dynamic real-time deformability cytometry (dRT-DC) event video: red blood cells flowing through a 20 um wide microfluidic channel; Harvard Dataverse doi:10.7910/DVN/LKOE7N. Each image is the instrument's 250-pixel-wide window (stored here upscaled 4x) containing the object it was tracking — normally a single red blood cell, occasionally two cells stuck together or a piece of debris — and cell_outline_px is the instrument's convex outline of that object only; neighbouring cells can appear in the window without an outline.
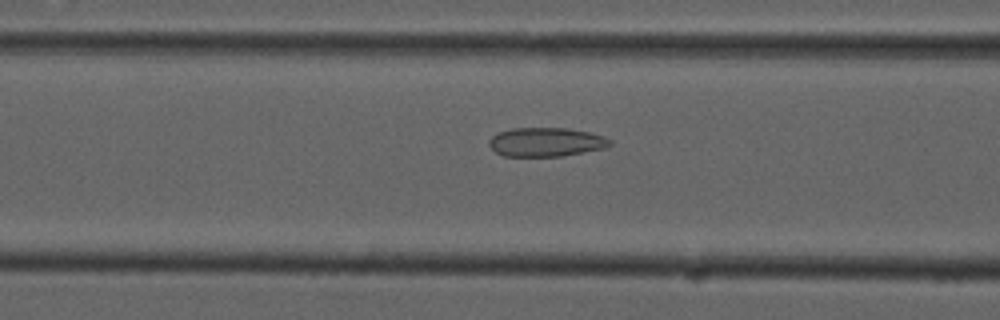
{"species": "common noctule bat (a hibernating species)", "species_latin": "Nyctalus noctula", "temperature_condition": "cold", "stored_images_in_passage": 54, "camera_frame_rate_fps": 3000, "um_per_image_px": 0.085, "animal": {"sex": "male", "forearm_length_mm": 52.5}, "frame": {"image": 1, "passage_image": 21, "time_ms": 6.667, "image_size_px": [1000, 320], "cell_outline_px": [[612, 144], [604, 148], [584, 152], [560, 156], [504, 156], [496, 152], [488, 144], [488, 140], [492, 136], [500, 132], [512, 128], [568, 128], [588, 132], [604, 136], [612, 140]], "centroid_in_image_um": [46.42, 12.07], "position_along_channel_um": 120.2, "area_um2": 20.35}}
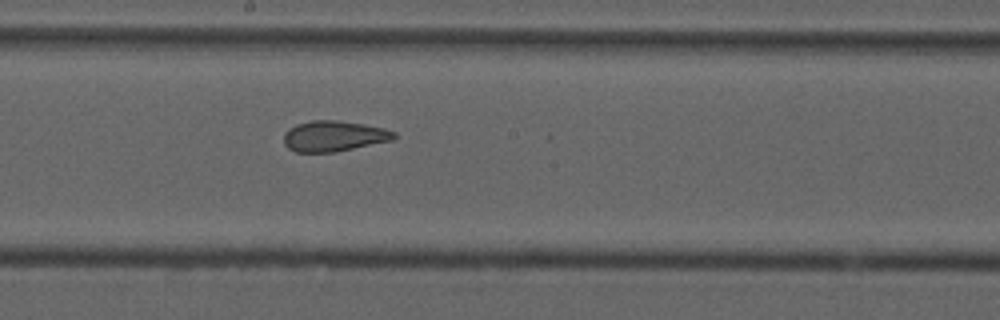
{"frame": {"image": 2, "passage_image": 29, "time_ms": 9.333, "image_size_px": [1000, 320], "cell_outline_px": [[396, 136], [392, 140], [336, 152], [296, 152], [288, 148], [284, 144], [284, 132], [288, 128], [296, 124], [312, 120], [336, 120], [364, 124], [384, 128], [396, 132]], "centroid_in_image_um": [28.36, 11.56], "position_along_channel_um": 219.8, "area_um2": 19.77}}
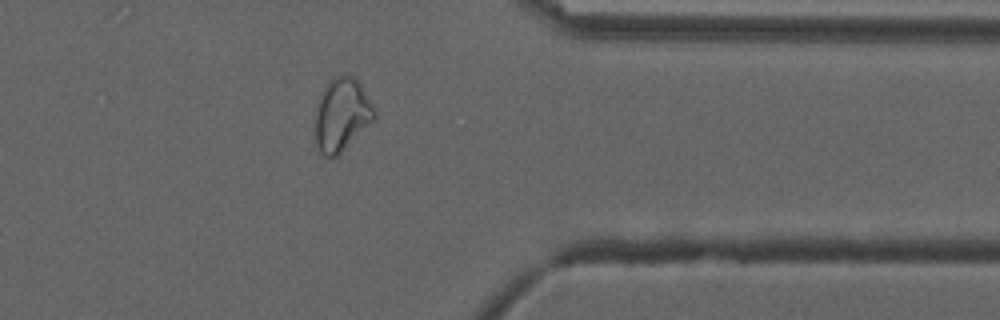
{"frame": {"image": 3, "passage_image": 43, "time_ms": 14.0, "image_size_px": [1000, 320], "cell_outline_px": [[376, 116], [336, 156], [324, 156], [320, 152], [316, 144], [316, 108], [320, 92], [328, 80], [332, 76], [352, 76], [360, 84], [376, 108]], "centroid_in_image_um": [29.03, 9.69], "position_along_channel_um": 382.4, "area_um2": 24.74}, "authors_computed_cell_mechanics": {"area_um2": 24.4205, "velocity_mm_per_s": 3.7317, "shape_relaxation_time_tau1_ms": null, "shape_relaxation_time_tau2_ms": 1.3999, "deformation_change_tau1": null, "deformation_change_tau2": 0.0724}}